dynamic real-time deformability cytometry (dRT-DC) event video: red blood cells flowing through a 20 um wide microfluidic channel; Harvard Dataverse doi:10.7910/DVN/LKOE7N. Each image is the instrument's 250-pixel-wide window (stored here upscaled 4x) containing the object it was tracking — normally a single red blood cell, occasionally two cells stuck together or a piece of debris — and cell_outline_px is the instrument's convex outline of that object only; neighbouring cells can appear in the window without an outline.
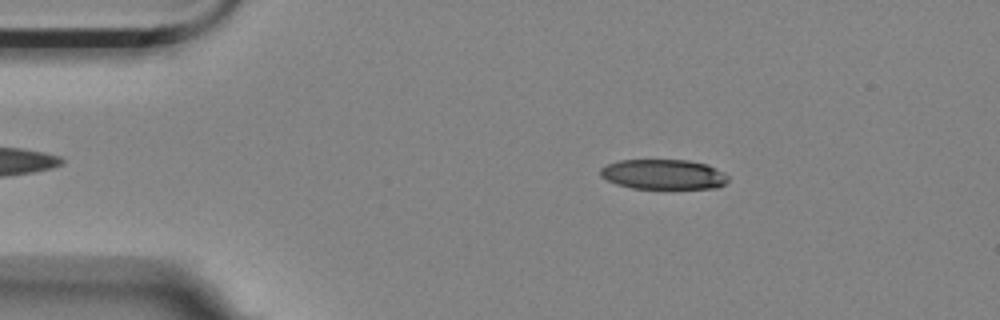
{"species": "Egyptian fruit bat (a non-hibernating species)", "species_latin": "Rousettus aegyptiacus", "temperature_condition": "room temperature", "stored_images_in_passage": 4, "camera_frame_rate_fps": 3000, "um_per_image_px": 0.085, "animal": {"sex": "female"}, "frame": {"image": 1, "passage_image": 1, "time_ms": 0.0, "image_size_px": [1000, 320], "cell_outline_px": [[728, 180], [724, 184], [716, 188], [632, 188], [616, 184], [600, 176], [600, 168], [608, 164], [620, 160], [688, 160], [708, 164], [724, 172], [728, 176]], "centroid_in_image_um": [56.4, 14.81], "position_along_channel_um": 28.6, "area_um2": 22.31}}
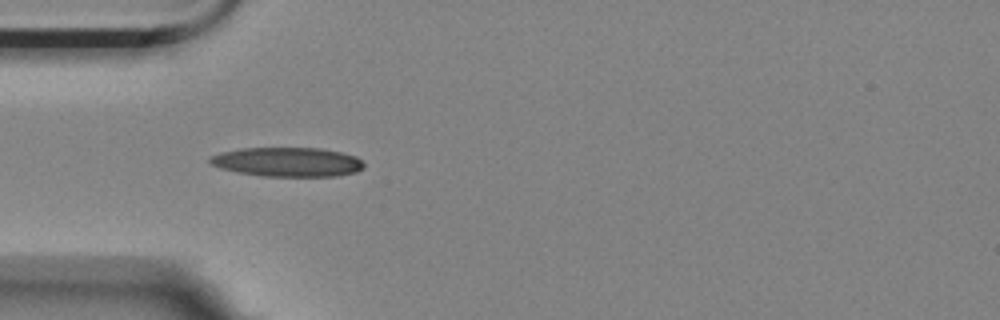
{"frame": {"image": 2, "passage_image": 3, "time_ms": 0.667, "image_size_px": [1000, 320], "cell_outline_px": [[364, 168], [356, 172], [336, 176], [260, 176], [236, 172], [220, 168], [212, 164], [208, 160], [212, 156], [220, 152], [240, 148], [320, 148], [340, 152], [356, 156], [364, 164]], "centroid_in_image_um": [24.43, 13.77], "position_along_channel_um": 60.6, "area_um2": 26.3}}
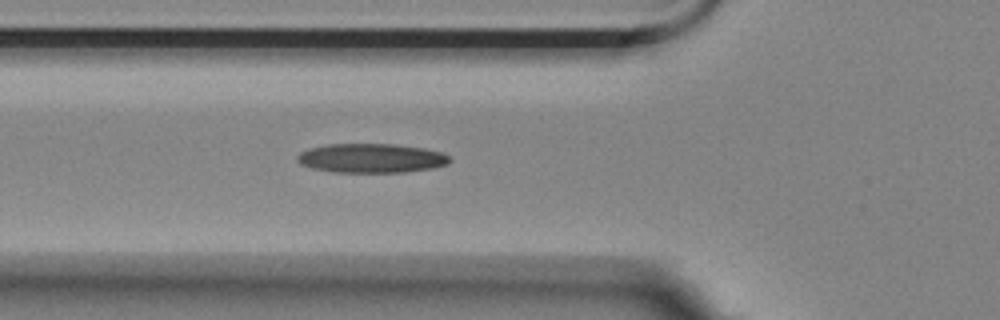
{"frame": {"image": 3, "passage_image": 4, "time_ms": 1.0, "image_size_px": [1000, 320], "cell_outline_px": [[452, 160], [448, 164], [432, 168], [404, 172], [336, 172], [312, 168], [300, 164], [296, 160], [296, 156], [300, 152], [308, 148], [328, 144], [392, 144], [424, 148], [440, 152], [448, 156]], "centroid_in_image_um": [31.53, 13.44], "position_along_channel_um": 94.3, "area_um2": 25.95}}